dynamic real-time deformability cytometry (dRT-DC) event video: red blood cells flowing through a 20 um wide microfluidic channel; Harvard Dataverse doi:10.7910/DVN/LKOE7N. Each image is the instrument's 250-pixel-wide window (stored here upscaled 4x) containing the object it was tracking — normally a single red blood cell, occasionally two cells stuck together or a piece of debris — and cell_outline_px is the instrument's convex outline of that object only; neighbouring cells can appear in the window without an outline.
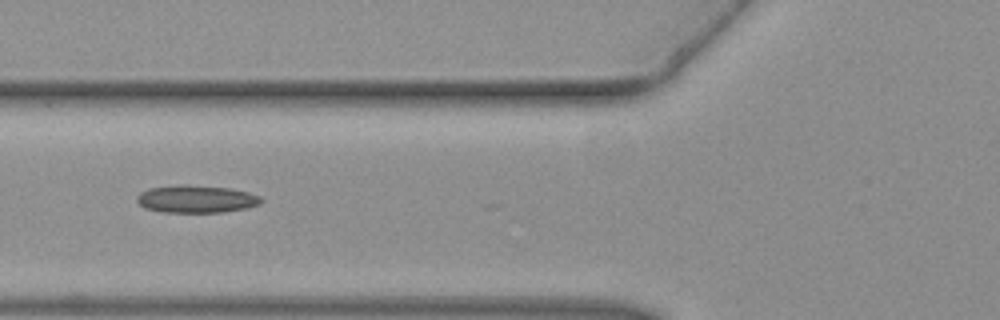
{"species": "common noctule bat (a hibernating species)", "species_latin": "Nyctalus noctula", "temperature_condition": "warm", "stored_images_in_passage": 7, "camera_frame_rate_fps": 3000, "um_per_image_px": 0.085, "animal": {"sex": "female", "body_mass_g": 19.3, "forearm_length_mm": 54.1}, "frame": {"image": 1, "passage_image": 4, "time_ms": 1.0, "image_size_px": [1000, 320], "cell_outline_px": [[264, 200], [260, 204], [244, 208], [224, 212], [160, 212], [144, 208], [136, 200], [136, 196], [140, 192], [148, 188], [180, 184], [188, 184], [228, 188], [248, 192], [260, 196]], "centroid_in_image_um": [16.65, 16.91], "position_along_channel_um": 109.2, "area_um2": 20.11}}